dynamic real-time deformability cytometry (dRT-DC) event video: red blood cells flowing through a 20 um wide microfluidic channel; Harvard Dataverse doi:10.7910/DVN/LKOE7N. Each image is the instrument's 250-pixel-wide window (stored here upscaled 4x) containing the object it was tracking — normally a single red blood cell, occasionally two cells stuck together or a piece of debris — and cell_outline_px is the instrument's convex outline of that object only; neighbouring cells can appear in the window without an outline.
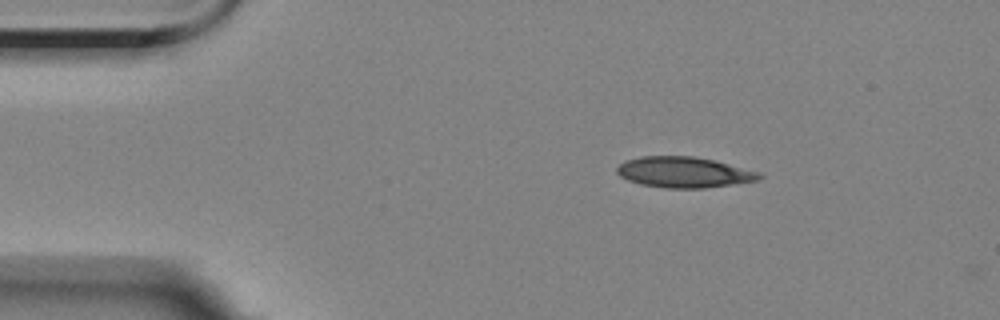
{"species": "Egyptian fruit bat (a non-hibernating species)", "species_latin": "Rousettus aegyptiacus", "temperature_condition": "room temperature", "stored_images_in_passage": 5, "segment_of_instrument_passage": [1, 2], "camera_frame_rate_fps": 3000, "um_per_image_px": 0.085, "animal": {"sex": "female"}, "frame": {"image": 1, "passage_image": 1, "time_ms": 0.0, "image_size_px": [1000, 320], "cell_outline_px": [[764, 176], [760, 180], [704, 188], [664, 188], [640, 184], [628, 180], [620, 176], [616, 172], [616, 168], [624, 160], [640, 156], [692, 156], [712, 160], [760, 172]], "centroid_in_image_um": [58.1, 14.64], "position_along_channel_um": 26.9, "area_um2": 25.49}}